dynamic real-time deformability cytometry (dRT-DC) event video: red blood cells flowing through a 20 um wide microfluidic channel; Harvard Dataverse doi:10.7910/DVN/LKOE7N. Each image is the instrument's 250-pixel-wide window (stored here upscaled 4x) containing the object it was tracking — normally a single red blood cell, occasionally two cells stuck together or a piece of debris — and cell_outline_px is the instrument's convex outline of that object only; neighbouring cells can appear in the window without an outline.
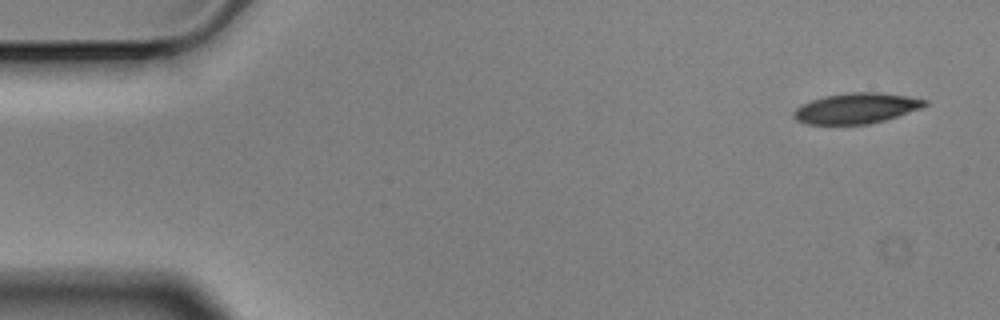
{"species": "Egyptian fruit bat (a non-hibernating species)", "species_latin": "Rousettus aegyptiacus", "temperature_condition": "cold", "stored_images_in_passage": 4, "camera_frame_rate_fps": 3000, "um_per_image_px": 0.085, "animal": {"sex": "male"}, "frame": {"image": 1, "passage_image": 1, "time_ms": 0.0, "image_size_px": [1000, 320], "cell_outline_px": [[928, 104], [920, 108], [884, 120], [868, 124], [808, 124], [796, 120], [792, 116], [792, 112], [800, 104], [824, 96], [848, 92], [880, 92], [928, 100]], "centroid_in_image_um": [72.73, 9.2], "position_along_channel_um": 12.3, "area_um2": 23.18}}